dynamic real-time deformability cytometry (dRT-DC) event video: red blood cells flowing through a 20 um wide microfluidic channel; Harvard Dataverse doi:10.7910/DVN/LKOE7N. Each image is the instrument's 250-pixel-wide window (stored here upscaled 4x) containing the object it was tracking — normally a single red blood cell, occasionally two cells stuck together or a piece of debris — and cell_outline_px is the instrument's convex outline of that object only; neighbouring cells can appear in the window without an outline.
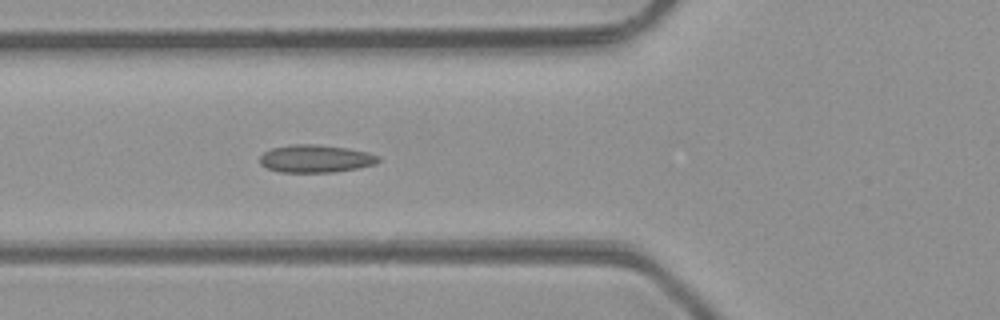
{"species": "common noctule bat (a hibernating species)", "species_latin": "Nyctalus noctula", "temperature_condition": "room temperature", "stored_images_in_passage": 36, "camera_frame_rate_fps": 3000, "um_per_image_px": 0.085, "animal": {"sex": "male", "body_mass_g": 23.1, "forearm_length_mm": 52.7}, "frame": {"image": 1, "passage_image": 6, "time_ms": 1.667, "image_size_px": [1000, 320], "cell_outline_px": [[380, 160], [376, 164], [356, 168], [332, 172], [280, 172], [268, 168], [260, 164], [260, 156], [264, 152], [272, 148], [292, 144], [316, 144], [348, 148], [368, 152], [380, 156]], "centroid_in_image_um": [26.84, 13.48], "position_along_channel_um": 99.0, "area_um2": 19.13}}
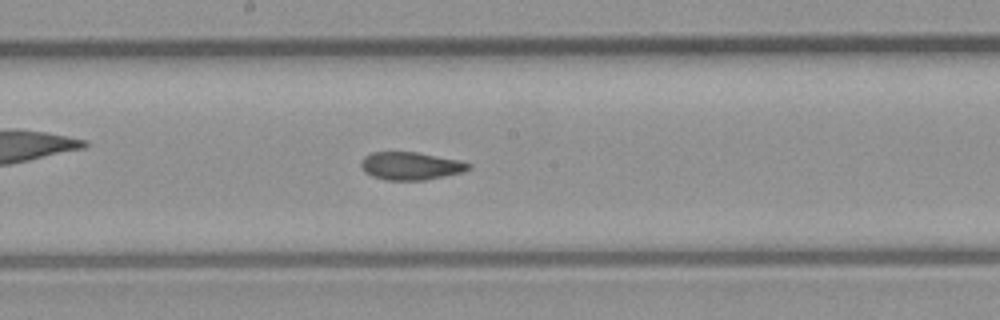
{"frame": {"image": 2, "passage_image": 14, "time_ms": 4.333, "image_size_px": [1000, 320], "cell_outline_px": [[472, 168], [464, 172], [424, 180], [384, 180], [372, 176], [364, 172], [360, 164], [360, 160], [364, 156], [372, 152], [416, 152], [460, 160], [472, 164]], "centroid_in_image_um": [34.91, 14.1], "position_along_channel_um": 213.3, "area_um2": 17.63}}
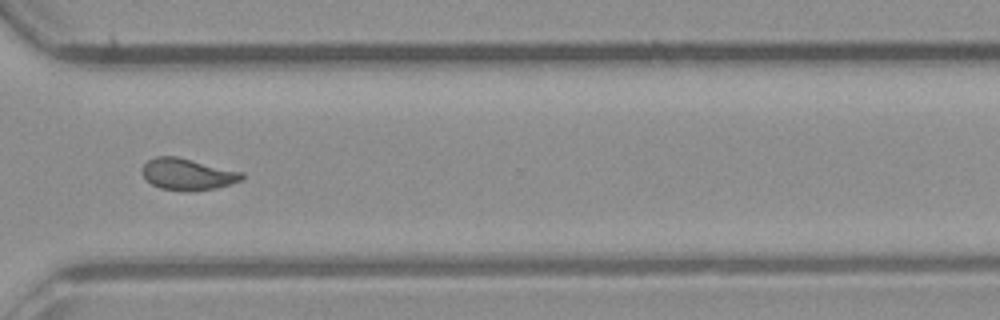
{"frame": {"image": 3, "passage_image": 24, "time_ms": 7.667, "image_size_px": [1000, 320], "cell_outline_px": [[244, 180], [216, 188], [160, 188], [152, 184], [144, 176], [140, 168], [148, 160], [156, 156], [176, 156], [244, 172]], "centroid_in_image_um": [15.96, 14.75], "position_along_channel_um": 354.6, "area_um2": 17.69}, "authors_computed_cell_mechanics": {"area_um2": 17.9469, "velocity_mm_per_s": 4.256, "shape_relaxation_time_tau1_ms": null, "shape_relaxation_time_tau2_ms": 1.7551, "deformation_change_tau1": null, "deformation_change_tau2": 0.0637}}